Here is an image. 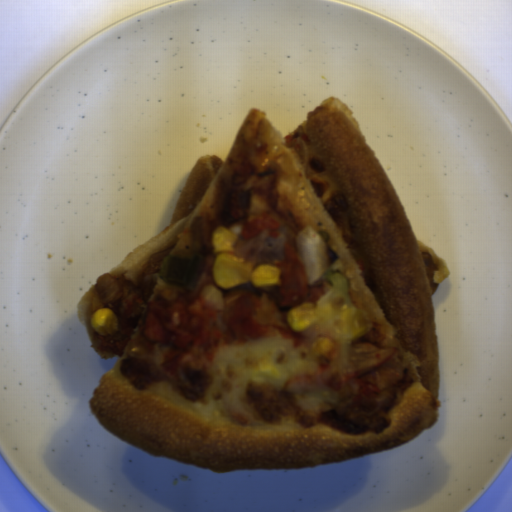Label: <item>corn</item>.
<instances>
[{
	"mask_svg": "<svg viewBox=\"0 0 512 512\" xmlns=\"http://www.w3.org/2000/svg\"><path fill=\"white\" fill-rule=\"evenodd\" d=\"M313 317L314 311L312 307L304 304L290 309L285 320L292 330L304 331L311 324Z\"/></svg>",
	"mask_w": 512,
	"mask_h": 512,
	"instance_id": "obj_4",
	"label": "corn"
},
{
	"mask_svg": "<svg viewBox=\"0 0 512 512\" xmlns=\"http://www.w3.org/2000/svg\"><path fill=\"white\" fill-rule=\"evenodd\" d=\"M239 235L225 227L218 226L212 234L215 263L212 276L218 287L231 288L243 283L255 287L275 285L280 282V269L263 264L253 266L236 255Z\"/></svg>",
	"mask_w": 512,
	"mask_h": 512,
	"instance_id": "obj_1",
	"label": "corn"
},
{
	"mask_svg": "<svg viewBox=\"0 0 512 512\" xmlns=\"http://www.w3.org/2000/svg\"><path fill=\"white\" fill-rule=\"evenodd\" d=\"M90 325L100 336L114 334L119 328L117 316L108 308L96 310L90 318Z\"/></svg>",
	"mask_w": 512,
	"mask_h": 512,
	"instance_id": "obj_3",
	"label": "corn"
},
{
	"mask_svg": "<svg viewBox=\"0 0 512 512\" xmlns=\"http://www.w3.org/2000/svg\"><path fill=\"white\" fill-rule=\"evenodd\" d=\"M334 347V344L331 340V338L327 336H320L317 339H315L312 349L317 355H326L329 353Z\"/></svg>",
	"mask_w": 512,
	"mask_h": 512,
	"instance_id": "obj_5",
	"label": "corn"
},
{
	"mask_svg": "<svg viewBox=\"0 0 512 512\" xmlns=\"http://www.w3.org/2000/svg\"><path fill=\"white\" fill-rule=\"evenodd\" d=\"M339 320L344 333L352 339H360L371 330V320L365 309L354 305L344 307Z\"/></svg>",
	"mask_w": 512,
	"mask_h": 512,
	"instance_id": "obj_2",
	"label": "corn"
}]
</instances>
